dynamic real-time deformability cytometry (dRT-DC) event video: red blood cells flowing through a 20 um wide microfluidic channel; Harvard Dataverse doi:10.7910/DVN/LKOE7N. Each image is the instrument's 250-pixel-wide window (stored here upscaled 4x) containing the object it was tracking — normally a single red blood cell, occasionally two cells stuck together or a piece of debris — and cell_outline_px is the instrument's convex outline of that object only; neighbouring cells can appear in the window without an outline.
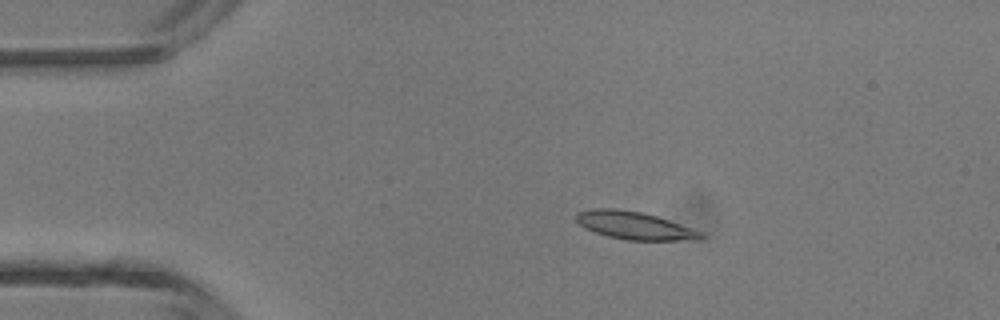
{"species": "common noctule bat (a hibernating species)", "species_latin": "Nyctalus noctula", "temperature_condition": "room temperature", "stored_images_in_passage": 45, "camera_frame_rate_fps": 3000, "um_per_image_px": 0.085, "animal": {"sex": "male", "body_mass_g": 13.3}, "frame": {"image": 1, "passage_image": 8, "time_ms": 2.333, "image_size_px": [1000, 320], "cell_outline_px": [[704, 240], [628, 240], [608, 236], [584, 228], [576, 220], [576, 212], [592, 208], [616, 208], [644, 212], [704, 232]], "centroid_in_image_um": [53.95, 19.16], "position_along_channel_um": 31.0, "area_um2": 20.29}}
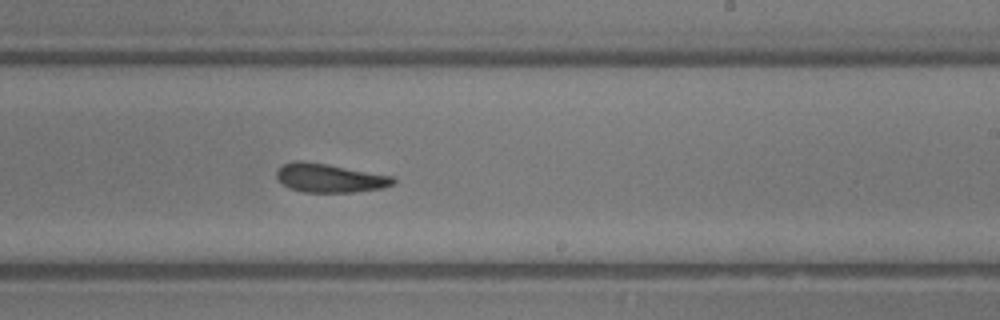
{"frame": {"image": 2, "passage_image": 27, "time_ms": 8.667, "image_size_px": [1000, 320], "cell_outline_px": [[396, 184], [384, 188], [352, 192], [304, 192], [292, 188], [284, 184], [276, 176], [276, 172], [284, 164], [292, 160], [304, 160], [328, 164], [392, 176], [396, 180]], "centroid_in_image_um": [28.05, 15.12], "position_along_channel_um": 260.9, "area_um2": 19.48}}
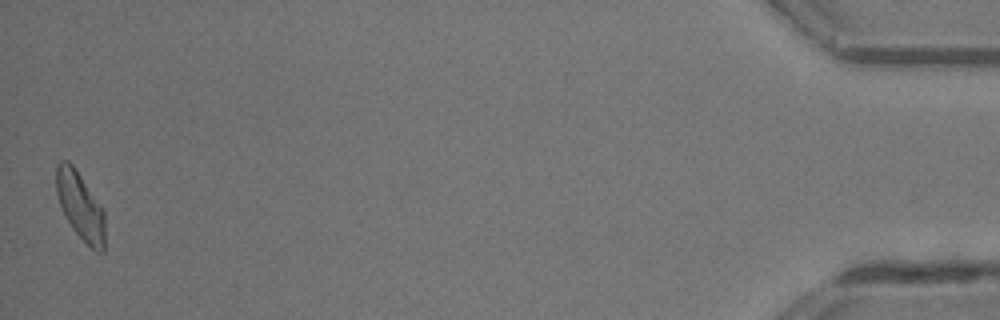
{"frame": {"image": 3, "passage_image": 45, "time_ms": 14.667, "image_size_px": [1000, 320], "cell_outline_px": [[104, 252], [96, 252], [72, 228], [60, 204], [56, 192], [56, 168], [60, 160], [68, 160], [72, 164], [104, 208]], "centroid_in_image_um": [6.84, 17.48], "position_along_channel_um": 428.4, "area_um2": 18.96}, "authors_computed_cell_mechanics": {"area_um2": 19.652, "velocity_mm_per_s": 4.4291, "shape_relaxation_time_tau1_ms": 3.1373, "shape_relaxation_time_tau2_ms": 3.2645, "deformation_change_tau1": 0.1254, "deformation_change_tau2": 0.1216}}